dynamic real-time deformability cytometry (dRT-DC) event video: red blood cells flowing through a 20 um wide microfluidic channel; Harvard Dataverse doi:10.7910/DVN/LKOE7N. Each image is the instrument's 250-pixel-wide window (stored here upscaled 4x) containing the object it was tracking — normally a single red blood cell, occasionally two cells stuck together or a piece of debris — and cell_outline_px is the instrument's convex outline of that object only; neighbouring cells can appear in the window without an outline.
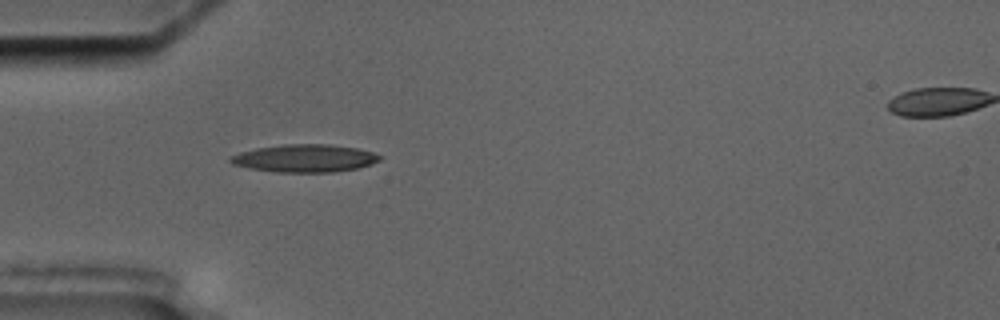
{"species": "common noctule bat (a hibernating species)", "species_latin": "Nyctalus noctula", "temperature_condition": "cold", "stored_images_in_passage": 6, "segment_of_instrument_passage": [1, 2], "camera_frame_rate_fps": 3000, "um_per_image_px": 0.085, "animal": {"sex": "male", "body_mass_g": 17.5, "forearm_length_mm": 52.3}, "frame": {"image": 1, "passage_image": 5, "time_ms": 5.333, "image_size_px": [1000, 320], "cell_outline_px": [[384, 156], [380, 160], [372, 164], [356, 168], [332, 172], [276, 172], [248, 168], [232, 164], [228, 160], [232, 156], [240, 152], [256, 148], [284, 144], [332, 144], [356, 148], [372, 152]], "centroid_in_image_um": [25.91, 13.45], "position_along_channel_um": 59.1, "area_um2": 24.16}}